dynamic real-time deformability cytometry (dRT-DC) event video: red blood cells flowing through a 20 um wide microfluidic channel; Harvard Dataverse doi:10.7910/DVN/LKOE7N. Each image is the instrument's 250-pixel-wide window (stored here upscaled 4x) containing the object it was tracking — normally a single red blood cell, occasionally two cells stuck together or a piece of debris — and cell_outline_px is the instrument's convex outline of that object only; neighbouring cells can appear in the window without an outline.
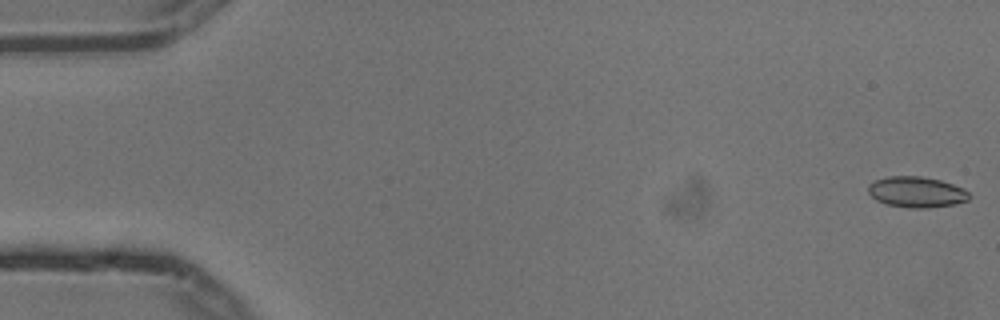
{"species": "common noctule bat (a hibernating species)", "species_latin": "Nyctalus noctula", "temperature_condition": "cold", "stored_images_in_passage": 5, "camera_frame_rate_fps": 3000, "um_per_image_px": 0.085, "animal": {"sex": "male", "body_mass_g": 13.3}, "frame": {"image": 1, "passage_image": 1, "time_ms": 0.0, "image_size_px": [1000, 320], "cell_outline_px": [[972, 196], [968, 200], [956, 204], [928, 208], [908, 208], [888, 204], [876, 200], [868, 192], [868, 184], [876, 180], [888, 176], [920, 176], [940, 180], [964, 188]], "centroid_in_image_um": [77.93, 16.33], "position_along_channel_um": 7.1, "area_um2": 18.21}}
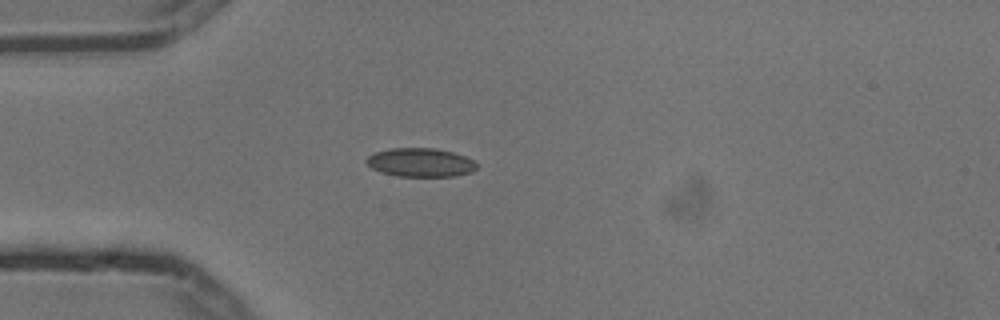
{"frame": {"image": 2, "passage_image": 5, "time_ms": 1.333, "image_size_px": [1000, 320], "cell_outline_px": [[480, 164], [472, 172], [456, 176], [396, 176], [380, 172], [372, 168], [364, 160], [368, 156], [376, 152], [392, 148], [432, 148], [452, 152], [476, 160]], "centroid_in_image_um": [35.78, 13.81], "position_along_channel_um": 49.2, "area_um2": 18.55}}